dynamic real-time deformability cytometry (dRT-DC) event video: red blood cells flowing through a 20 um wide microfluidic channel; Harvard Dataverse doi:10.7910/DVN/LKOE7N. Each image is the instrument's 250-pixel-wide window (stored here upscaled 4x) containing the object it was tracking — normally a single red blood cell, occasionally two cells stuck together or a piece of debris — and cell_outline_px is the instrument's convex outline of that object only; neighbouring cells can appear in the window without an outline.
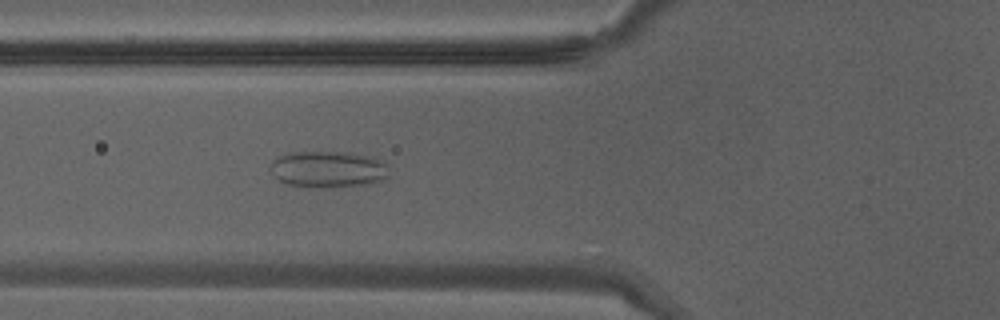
{"species": "Egyptian fruit bat (a non-hibernating species)", "species_latin": "Rousettus aegyptiacus", "temperature_condition": "warm", "stored_images_in_passage": 26, "camera_frame_rate_fps": 3000, "um_per_image_px": 0.085, "animal": {"sex": "male"}, "frame": {"image": 1, "passage_image": 5, "time_ms": 1.333, "image_size_px": [1000, 320], "cell_outline_px": [[388, 176], [384, 180], [368, 184], [336, 188], [312, 188], [284, 184], [272, 176], [272, 160], [280, 156], [296, 152], [344, 152], [372, 156], [384, 160], [388, 164]], "centroid_in_image_um": [27.93, 14.41], "position_along_channel_um": 97.9, "area_um2": 25.84}}
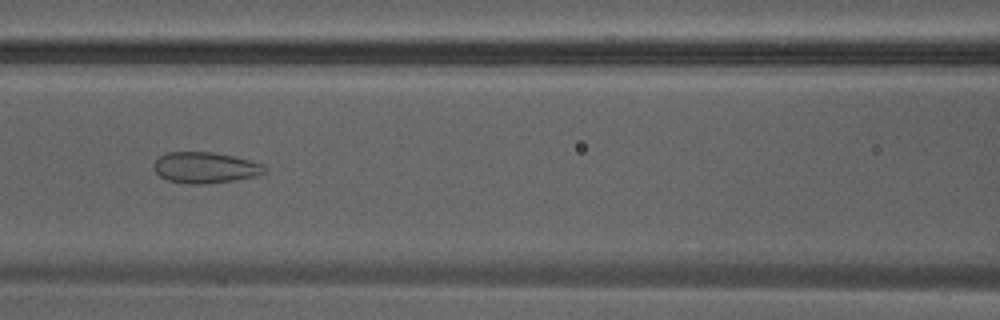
{"frame": {"image": 2, "passage_image": 8, "time_ms": 2.333, "image_size_px": [1000, 320], "cell_outline_px": [[268, 168], [264, 172], [256, 176], [236, 180], [204, 184], [188, 184], [168, 180], [160, 176], [156, 172], [152, 164], [160, 156], [168, 152], [212, 152], [236, 156], [264, 164]], "centroid_in_image_um": [17.47, 14.24], "position_along_channel_um": 149.1, "area_um2": 20.17}}
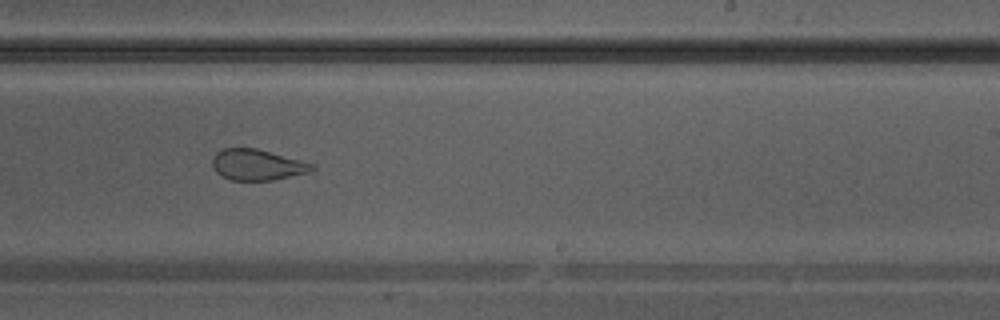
{"frame": {"image": 3, "passage_image": 15, "time_ms": 4.667, "image_size_px": [1000, 320], "cell_outline_px": [[316, 168], [308, 172], [272, 180], [232, 180], [220, 176], [216, 172], [212, 164], [212, 156], [216, 152], [224, 148], [256, 148], [300, 160], [312, 164]], "centroid_in_image_um": [21.81, 14.0], "position_along_channel_um": 267.2, "area_um2": 17.8}}